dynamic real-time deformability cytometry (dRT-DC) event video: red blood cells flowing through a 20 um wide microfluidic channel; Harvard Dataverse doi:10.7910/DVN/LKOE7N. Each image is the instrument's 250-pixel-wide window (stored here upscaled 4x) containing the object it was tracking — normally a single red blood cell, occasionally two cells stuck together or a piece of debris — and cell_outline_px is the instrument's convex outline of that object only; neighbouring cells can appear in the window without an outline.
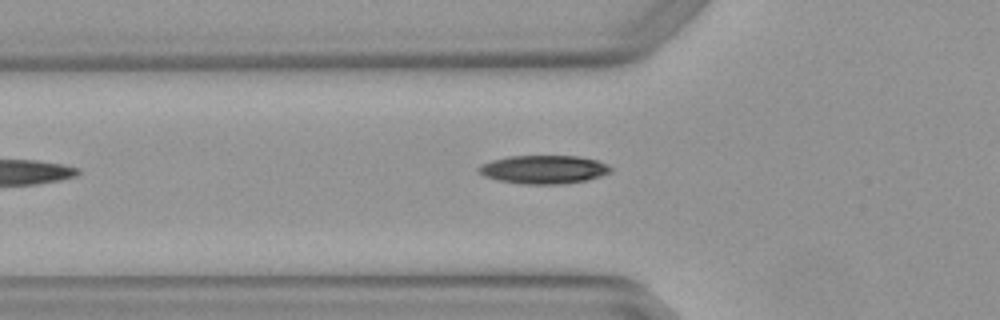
{"species": "Egyptian fruit bat (a non-hibernating species)", "species_latin": "Rousettus aegyptiacus", "temperature_condition": "warm", "stored_images_in_passage": 6, "segment_of_instrument_passage": [1, 2], "camera_frame_rate_fps": 3000, "um_per_image_px": 0.085, "animal": {"sex": "female"}, "frame": {"image": 1, "passage_image": 5, "time_ms": 1.333, "image_size_px": [1000, 320], "cell_outline_px": [[612, 172], [588, 180], [560, 184], [520, 184], [496, 180], [484, 176], [476, 168], [480, 164], [492, 160], [508, 156], [580, 156], [596, 160], [608, 164], [612, 168]], "centroid_in_image_um": [46.21, 14.41], "position_along_channel_um": 79.6, "area_um2": 22.08}}